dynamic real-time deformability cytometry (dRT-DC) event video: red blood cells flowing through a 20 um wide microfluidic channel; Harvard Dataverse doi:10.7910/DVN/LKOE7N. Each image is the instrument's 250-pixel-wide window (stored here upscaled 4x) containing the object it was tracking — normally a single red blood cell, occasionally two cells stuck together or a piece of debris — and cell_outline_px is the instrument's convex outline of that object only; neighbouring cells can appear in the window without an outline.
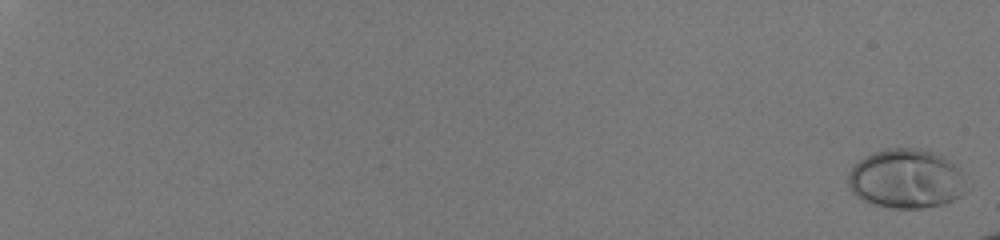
{"species": "human", "species_latin": "Homo sapiens", "temperature_condition": "room temperature", "stored_images_in_passage": 29, "camera_frame_rate_fps": 3000, "um_per_image_px": 0.085, "donor": {"sex": "male"}, "frame": {"image": 1, "passage_image": 2, "time_ms": 0.333, "image_size_px": [1000, 240], "cell_outline_px": [[968, 192], [944, 204], [920, 208], [892, 208], [876, 204], [864, 200], [856, 196], [852, 192], [848, 184], [848, 172], [860, 160], [876, 152], [888, 148], [916, 148], [932, 152], [948, 160], [960, 168]], "centroid_in_image_um": [77.05, 15.21], "position_along_channel_um": 8.0, "area_um2": 40.58}}
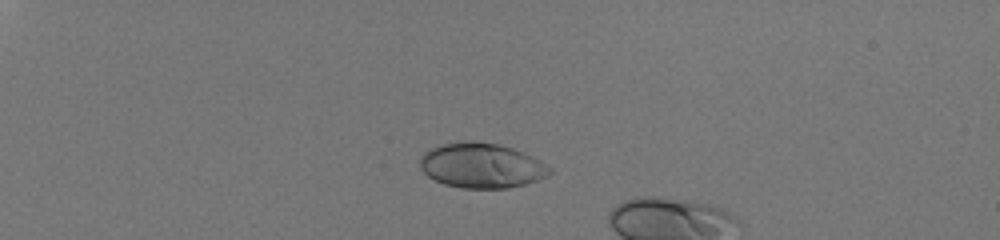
{"frame": {"image": 2, "passage_image": 20, "time_ms": 6.333, "image_size_px": [1000, 240], "cell_outline_px": [[552, 172], [548, 176], [524, 184], [508, 188], [464, 188], [444, 184], [428, 176], [420, 168], [420, 156], [424, 152], [440, 144], [496, 144], [512, 148], [524, 152], [540, 160], [552, 168]], "centroid_in_image_um": [40.96, 14.11], "position_along_channel_um": 44.0, "area_um2": 33.18}}